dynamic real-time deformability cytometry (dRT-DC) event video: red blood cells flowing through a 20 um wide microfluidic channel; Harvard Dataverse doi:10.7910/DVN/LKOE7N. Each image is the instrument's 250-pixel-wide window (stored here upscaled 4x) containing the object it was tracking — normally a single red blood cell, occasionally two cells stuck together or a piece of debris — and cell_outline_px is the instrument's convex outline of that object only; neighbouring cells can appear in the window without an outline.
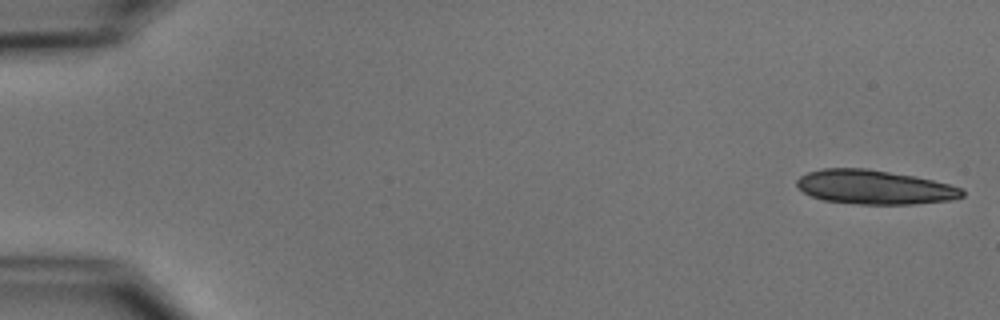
{"species": "common noctule bat (a hibernating species)", "species_latin": "Nyctalus noctula", "temperature_condition": "cold", "stored_images_in_passage": 7, "camera_frame_rate_fps": 3000, "um_per_image_px": 0.085, "animal": {"sex": "male", "body_mass_g": 15.6}, "frame": {"image": 1, "passage_image": 1, "time_ms": 0.0, "image_size_px": [1000, 320], "cell_outline_px": [[964, 196], [948, 200], [912, 204], [860, 204], [824, 200], [812, 196], [804, 192], [796, 184], [796, 180], [800, 176], [808, 172], [820, 168], [868, 168], [916, 176], [964, 188]], "centroid_in_image_um": [74.32, 15.89], "position_along_channel_um": 10.7, "area_um2": 32.89}}